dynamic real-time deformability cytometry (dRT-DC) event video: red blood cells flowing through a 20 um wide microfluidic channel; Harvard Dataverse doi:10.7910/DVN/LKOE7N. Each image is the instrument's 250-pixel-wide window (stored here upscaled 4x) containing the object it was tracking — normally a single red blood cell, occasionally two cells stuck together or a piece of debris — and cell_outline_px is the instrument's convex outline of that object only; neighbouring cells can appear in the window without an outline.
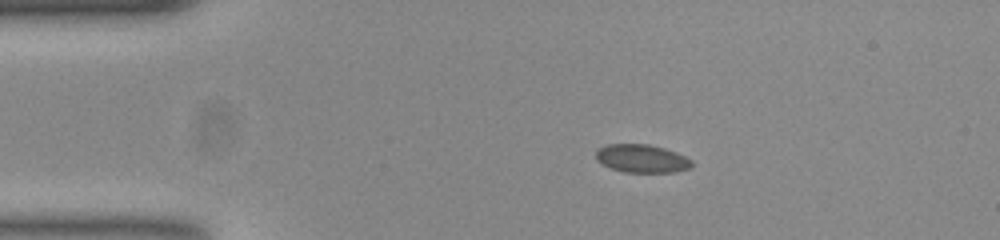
{"species": "common noctule bat (a hibernating species)", "species_latin": "Nyctalus noctula", "temperature_condition": "room temperature", "stored_images_in_passage": 45, "camera_frame_rate_fps": 3000, "um_per_image_px": 0.085, "animal": {"sex": "female", "body_mass_g": 23.0, "forearm_length_mm": 53.4}, "frame": {"image": 1, "passage_image": 1, "time_ms": 0.0, "image_size_px": [1000, 240], "cell_outline_px": [[692, 164], [688, 168], [672, 172], [624, 172], [612, 168], [596, 160], [596, 152], [600, 148], [608, 144], [648, 144], [664, 148], [676, 152], [692, 160]], "centroid_in_image_um": [54.55, 13.47], "position_along_channel_um": 30.5, "area_um2": 15.49}}
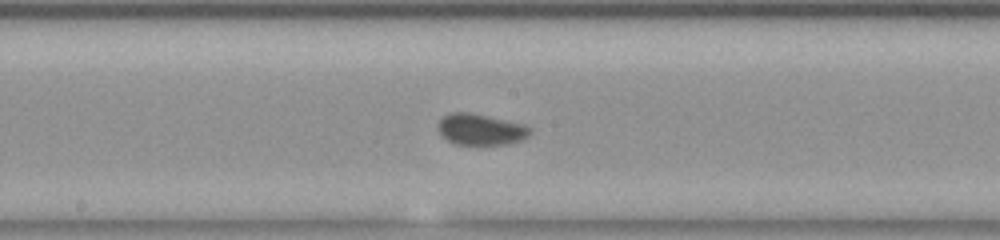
{"frame": {"image": 2, "passage_image": 19, "time_ms": 6.0, "image_size_px": [1000, 240], "cell_outline_px": [[532, 132], [528, 136], [520, 140], [508, 144], [456, 144], [448, 140], [440, 132], [440, 120], [444, 116], [452, 112], [468, 112], [524, 124], [532, 128]], "centroid_in_image_um": [40.91, 11.0], "position_along_channel_um": 207.3, "area_um2": 16.36}}
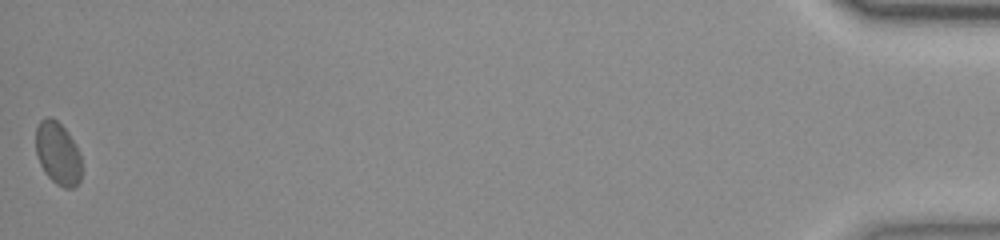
{"frame": {"image": 3, "passage_image": 45, "time_ms": 14.667, "image_size_px": [1000, 240], "cell_outline_px": [[80, 180], [72, 188], [64, 188], [56, 184], [44, 172], [36, 156], [36, 128], [40, 120], [44, 116], [52, 116], [68, 132], [76, 144], [80, 156]], "centroid_in_image_um": [4.89, 13.01], "position_along_channel_um": 430.3, "area_um2": 16.82}, "authors_computed_cell_mechanics": {"area_um2": 16.184, "velocity_mm_per_s": 3.7529, "shape_relaxation_time_tau1_ms": 4.8831, "shape_relaxation_time_tau2_ms": null, "deformation_change_tau1": 0.0838, "deformation_change_tau2": null}}